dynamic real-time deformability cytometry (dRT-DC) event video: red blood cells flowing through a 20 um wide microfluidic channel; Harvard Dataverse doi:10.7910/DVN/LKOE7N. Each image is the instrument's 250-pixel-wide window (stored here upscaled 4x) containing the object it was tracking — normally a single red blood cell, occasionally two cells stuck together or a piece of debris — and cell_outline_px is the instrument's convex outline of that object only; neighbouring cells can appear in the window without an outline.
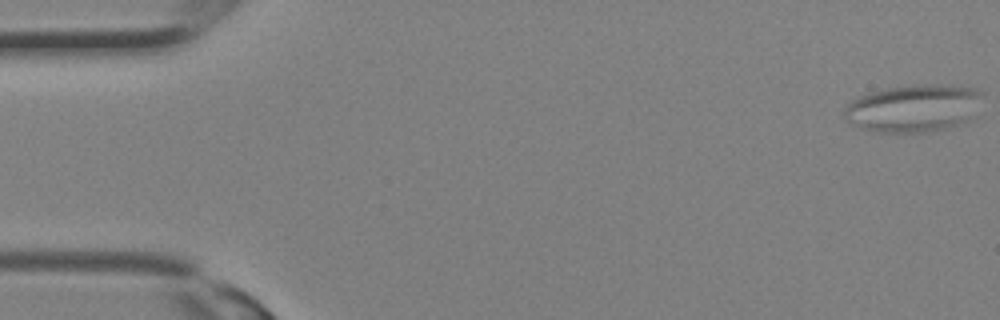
{"species": "Egyptian fruit bat (a non-hibernating species)", "species_latin": "Rousettus aegyptiacus", "temperature_condition": "room temperature", "stored_images_in_passage": 10, "camera_frame_rate_fps": 3000, "um_per_image_px": 0.085, "animal": {"sex": "female"}, "frame": {"image": 1, "passage_image": 1, "time_ms": 0.0, "image_size_px": [1000, 320], "cell_outline_px": [[984, 92], [972, 116], [968, 120], [956, 124], [924, 132], [876, 132], [852, 124], [844, 116], [844, 108], [852, 100], [860, 96], [872, 92], [888, 88], [976, 88]], "centroid_in_image_um": [77.58, 9.25], "position_along_channel_um": 7.4, "area_um2": 36.13}}
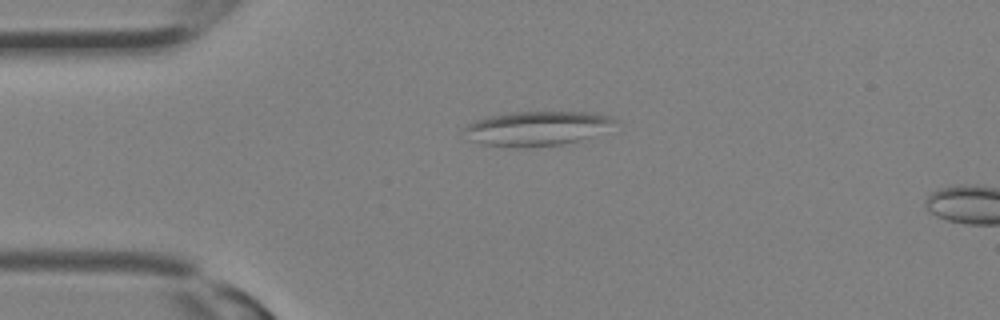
{"frame": {"image": 2, "passage_image": 8, "time_ms": 2.333, "image_size_px": [1000, 320], "cell_outline_px": [[616, 120], [588, 136], [580, 140], [560, 144], [520, 148], [484, 144], [468, 140], [460, 132], [460, 128], [476, 120], [492, 116], [512, 112], [592, 112], [612, 116]], "centroid_in_image_um": [45.46, 10.91], "position_along_channel_um": 39.5, "area_um2": 29.77}}